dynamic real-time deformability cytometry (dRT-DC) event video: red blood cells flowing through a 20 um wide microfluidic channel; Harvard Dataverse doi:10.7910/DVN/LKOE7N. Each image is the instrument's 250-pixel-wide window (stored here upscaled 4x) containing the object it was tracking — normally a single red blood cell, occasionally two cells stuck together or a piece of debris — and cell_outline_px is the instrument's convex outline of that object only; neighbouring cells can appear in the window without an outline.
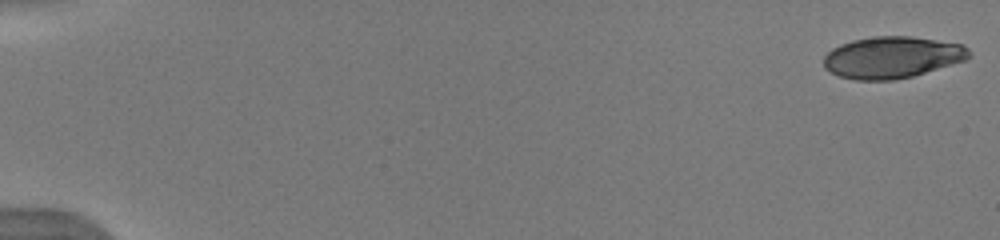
{"species": "human", "species_latin": "Homo sapiens", "temperature_condition": "warm", "stored_images_in_passage": 52, "camera_frame_rate_fps": 3000, "um_per_image_px": 0.085, "donor": {"sex": "male"}, "frame": {"image": 1, "passage_image": 1, "time_ms": 0.0, "image_size_px": [1000, 240], "cell_outline_px": [[972, 56], [964, 60], [912, 76], [896, 80], [856, 80], [840, 76], [824, 68], [824, 56], [832, 48], [840, 44], [852, 40], [872, 36], [912, 36], [964, 44], [968, 48]], "centroid_in_image_um": [75.83, 4.86], "position_along_channel_um": 9.2, "area_um2": 35.32}}
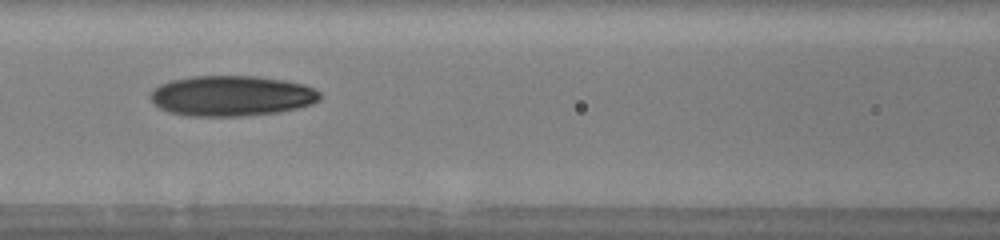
{"frame": {"image": 2, "passage_image": 25, "time_ms": 8.0, "image_size_px": [1000, 240], "cell_outline_px": [[320, 100], [312, 104], [280, 112], [244, 116], [188, 116], [168, 112], [152, 104], [148, 96], [152, 88], [160, 84], [172, 80], [192, 76], [256, 76], [284, 80], [304, 84], [320, 92]], "centroid_in_image_um": [19.63, 8.15], "position_along_channel_um": 147.0, "area_um2": 40.34}}
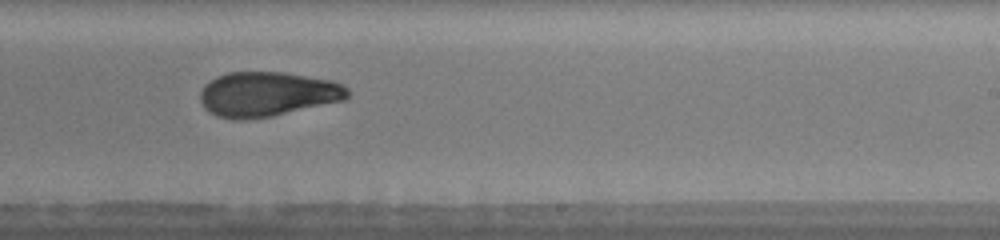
{"frame": {"image": 3, "passage_image": 34, "time_ms": 11.0, "image_size_px": [1000, 240], "cell_outline_px": [[348, 96], [344, 100], [272, 116], [248, 120], [232, 120], [216, 116], [208, 112], [204, 108], [200, 100], [200, 92], [204, 84], [216, 76], [228, 72], [284, 72], [332, 80], [348, 88]], "centroid_in_image_um": [22.67, 8.01], "position_along_channel_um": 266.3, "area_um2": 38.67}, "authors_computed_cell_mechanics": {"area_um2": 37.3099, "velocity_mm_per_s": 3.9852, "shape_relaxation_time_tau1_ms": 6.1462, "shape_relaxation_time_tau2_ms": 3.8749, "deformation_change_tau1": 0.2154, "deformation_change_tau2": 0.0912}}